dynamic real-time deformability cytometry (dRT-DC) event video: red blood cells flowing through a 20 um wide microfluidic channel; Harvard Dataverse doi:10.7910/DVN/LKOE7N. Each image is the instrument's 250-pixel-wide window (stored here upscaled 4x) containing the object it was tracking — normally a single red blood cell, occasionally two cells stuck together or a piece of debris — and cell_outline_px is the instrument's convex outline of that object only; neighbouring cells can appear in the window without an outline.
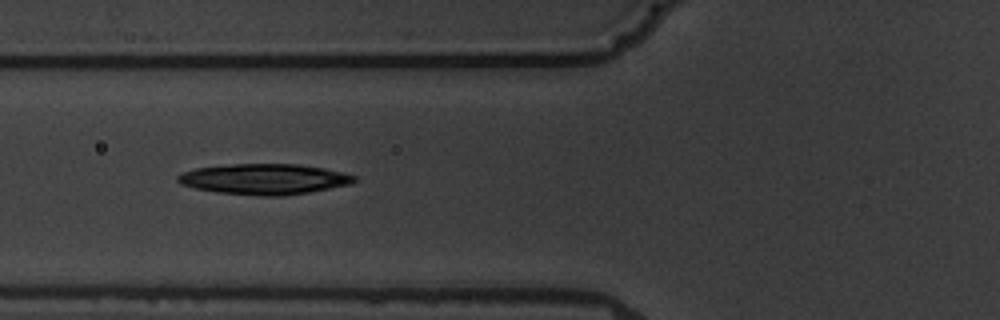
{"species": "common noctule bat (a hibernating species)", "species_latin": "Nyctalus noctula", "temperature_condition": "warm", "stored_images_in_passage": 7, "camera_frame_rate_fps": 3000, "um_per_image_px": 0.085, "animal": {"sex": "male", "body_mass_g": 19.5, "forearm_length_mm": 54.6}, "frame": {"image": 1, "passage_image": 6, "time_ms": 6.667, "image_size_px": [1000, 320], "cell_outline_px": [[356, 180], [352, 184], [308, 192], [284, 196], [264, 196], [216, 192], [196, 188], [180, 184], [176, 180], [176, 176], [180, 172], [196, 168], [232, 164], [296, 164], [324, 168], [356, 176]], "centroid_in_image_um": [22.43, 15.22], "position_along_channel_um": 103.4, "area_um2": 31.44}}
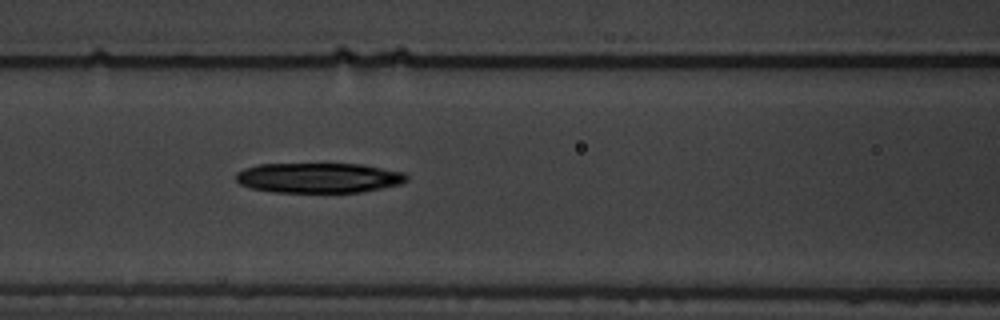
{"frame": {"image": 2, "passage_image": 7, "time_ms": 7.667, "image_size_px": [1000, 320], "cell_outline_px": [[408, 180], [400, 184], [360, 192], [272, 192], [252, 188], [240, 184], [236, 180], [236, 172], [244, 168], [256, 164], [364, 164], [404, 172], [408, 176]], "centroid_in_image_um": [27.08, 15.11], "position_along_channel_um": 139.5, "area_um2": 30.0}}